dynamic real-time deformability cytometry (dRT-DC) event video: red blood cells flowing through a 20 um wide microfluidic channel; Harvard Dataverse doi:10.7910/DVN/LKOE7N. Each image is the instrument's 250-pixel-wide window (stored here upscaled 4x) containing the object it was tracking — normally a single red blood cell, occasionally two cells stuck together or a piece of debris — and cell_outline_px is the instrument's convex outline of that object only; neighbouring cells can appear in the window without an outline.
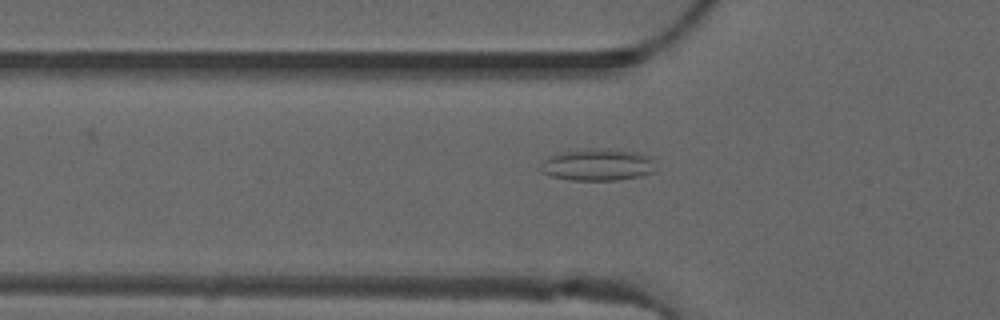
{"species": "common noctule bat (a hibernating species)", "species_latin": "Nyctalus noctula", "temperature_condition": "warm", "stored_images_in_passage": 46, "camera_frame_rate_fps": 3000, "um_per_image_px": 0.085, "animal": {"sex": "male", "forearm_length_mm": 52.5}, "frame": {"image": 1, "passage_image": 13, "time_ms": 4.0, "image_size_px": [1000, 320], "cell_outline_px": [[652, 172], [640, 176], [616, 180], [568, 180], [552, 176], [540, 172], [540, 168], [544, 160], [548, 156], [556, 152], [576, 148], [640, 152], [652, 156]], "centroid_in_image_um": [50.71, 13.99], "position_along_channel_um": 75.1, "area_um2": 21.44}}
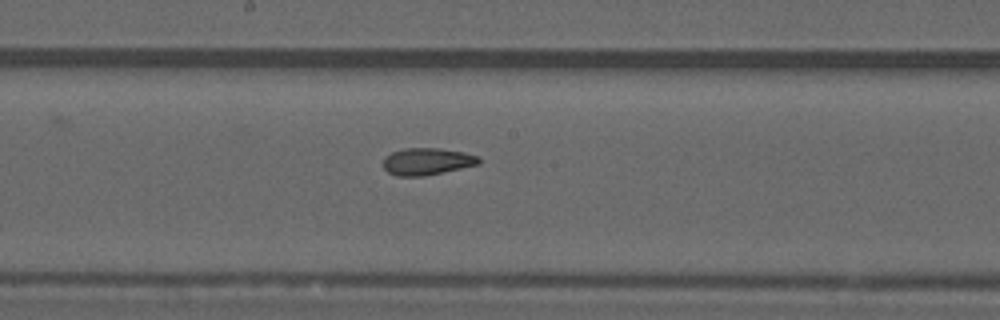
{"frame": {"image": 2, "passage_image": 23, "time_ms": 7.333, "image_size_px": [1000, 320], "cell_outline_px": [[480, 164], [424, 176], [396, 176], [388, 172], [384, 168], [384, 160], [392, 152], [404, 148], [440, 148], [464, 152], [480, 156]], "centroid_in_image_um": [36.33, 13.72], "position_along_channel_um": 211.9, "area_um2": 15.03}}
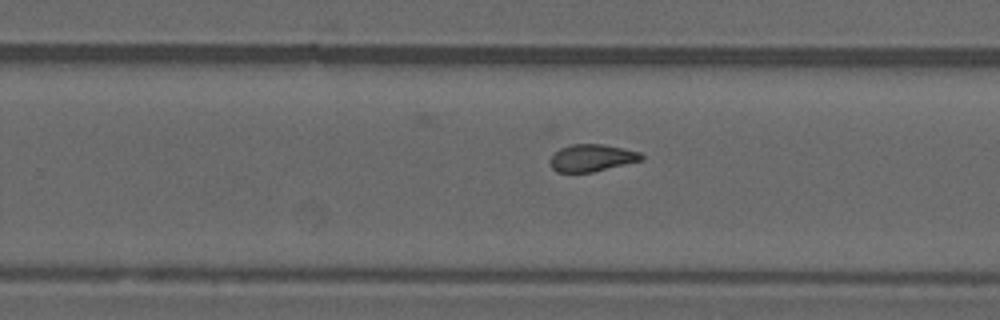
{"frame": {"image": 3, "passage_image": 28, "time_ms": 9.0, "image_size_px": [1000, 320], "cell_outline_px": [[644, 160], [592, 172], [556, 172], [552, 168], [548, 160], [560, 148], [572, 144], [604, 144], [640, 152], [644, 156]], "centroid_in_image_um": [50.31, 13.42], "position_along_channel_um": 279.5, "area_um2": 14.51}, "authors_computed_cell_mechanics": {"area_um2": 15.5482, "velocity_mm_per_s": 4.09, "shape_relaxation_time_tau1_ms": null, "shape_relaxation_time_tau2_ms": 2.1985, "deformation_change_tau1": null, "deformation_change_tau2": 0.0923}}